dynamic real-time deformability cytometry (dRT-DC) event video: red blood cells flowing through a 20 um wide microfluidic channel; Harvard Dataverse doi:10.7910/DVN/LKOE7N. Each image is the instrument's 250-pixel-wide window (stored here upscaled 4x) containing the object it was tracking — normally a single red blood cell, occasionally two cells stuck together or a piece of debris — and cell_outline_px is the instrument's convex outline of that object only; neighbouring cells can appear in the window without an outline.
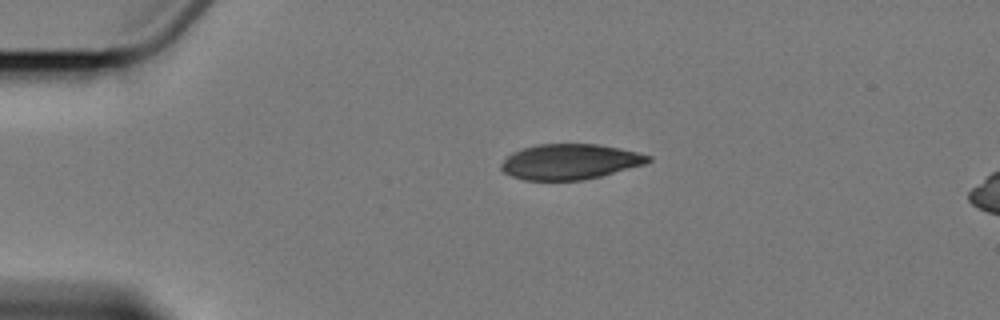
{"species": "Egyptian fruit bat (a non-hibernating species)", "species_latin": "Rousettus aegyptiacus", "temperature_condition": "cold", "stored_images_in_passage": 3, "camera_frame_rate_fps": 3000, "um_per_image_px": 0.085, "animal": {"sex": "female"}, "frame": {"image": 1, "passage_image": 1, "time_ms": 0.0, "image_size_px": [1000, 320], "cell_outline_px": [[652, 160], [644, 164], [600, 176], [584, 180], [524, 180], [512, 176], [504, 172], [500, 168], [500, 164], [512, 152], [524, 148], [540, 144], [596, 144], [636, 152], [652, 156]], "centroid_in_image_um": [48.42, 13.75], "position_along_channel_um": 36.6, "area_um2": 30.0}}